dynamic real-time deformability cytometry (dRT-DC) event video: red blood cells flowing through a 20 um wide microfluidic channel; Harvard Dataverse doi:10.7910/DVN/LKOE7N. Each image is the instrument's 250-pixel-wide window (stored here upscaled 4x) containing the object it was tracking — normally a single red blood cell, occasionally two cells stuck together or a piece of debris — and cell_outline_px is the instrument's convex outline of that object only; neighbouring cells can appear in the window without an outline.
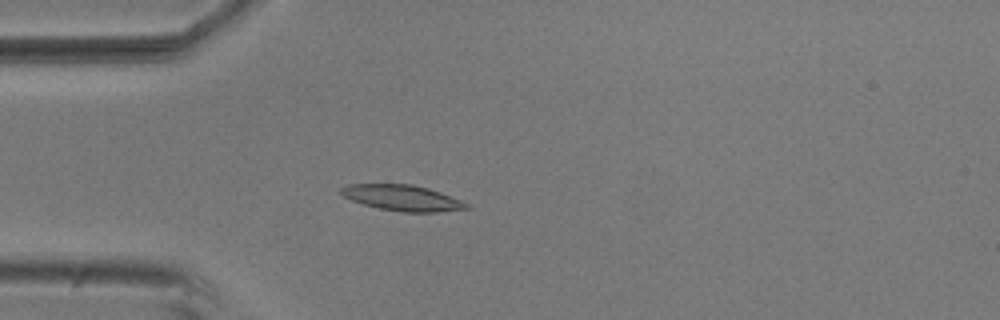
{"species": "common noctule bat (a hibernating species)", "species_latin": "Nyctalus noctula", "temperature_condition": "room temperature", "stored_images_in_passage": 4, "camera_frame_rate_fps": 3000, "um_per_image_px": 0.085, "animal": {"sex": "male", "body_mass_g": 20.5, "forearm_length_mm": 52.5}, "frame": {"image": 1, "passage_image": 4, "time_ms": 1.0, "image_size_px": [1000, 320], "cell_outline_px": [[472, 208], [436, 212], [400, 212], [380, 208], [364, 204], [352, 200], [344, 196], [340, 192], [340, 188], [348, 184], [412, 184], [428, 188], [440, 192], [460, 200], [468, 204]], "centroid_in_image_um": [34.21, 16.82], "position_along_channel_um": 50.8, "area_um2": 18.73}}